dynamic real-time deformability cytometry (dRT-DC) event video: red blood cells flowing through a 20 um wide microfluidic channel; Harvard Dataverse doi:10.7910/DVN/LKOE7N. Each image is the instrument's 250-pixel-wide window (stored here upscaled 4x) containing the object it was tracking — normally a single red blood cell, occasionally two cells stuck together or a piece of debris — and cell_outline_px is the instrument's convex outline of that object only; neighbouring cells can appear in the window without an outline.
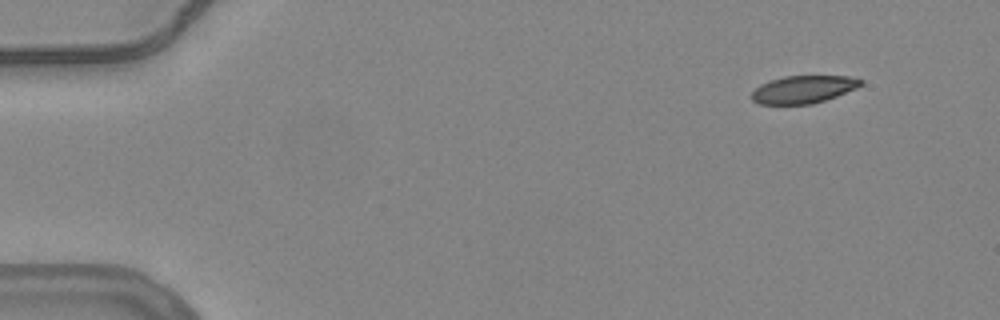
{"species": "common noctule bat (a hibernating species)", "species_latin": "Nyctalus noctula", "temperature_condition": "warm", "stored_images_in_passage": 51, "camera_frame_rate_fps": 3000, "um_per_image_px": 0.085, "animal": {"sex": "female", "body_mass_g": 24.6, "forearm_length_mm": 56.2}, "frame": {"image": 1, "passage_image": 1, "time_ms": 0.0, "image_size_px": [1000, 320], "cell_outline_px": [[864, 84], [856, 88], [836, 96], [812, 104], [760, 104], [752, 100], [752, 92], [760, 84], [768, 80], [784, 76], [848, 76], [864, 80]], "centroid_in_image_um": [68.28, 7.59], "position_along_channel_um": 16.7, "area_um2": 17.57}}
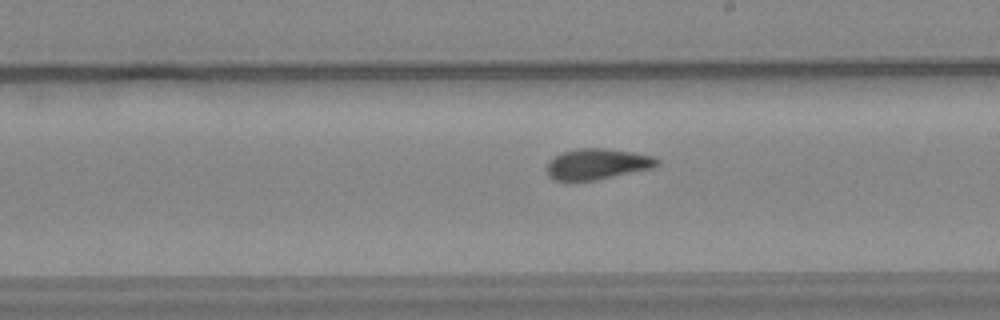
{"frame": {"image": 2, "passage_image": 28, "time_ms": 9.0, "image_size_px": [1000, 320], "cell_outline_px": [[660, 164], [652, 168], [596, 180], [556, 180], [548, 176], [548, 160], [564, 152], [580, 148], [604, 148], [632, 152], [652, 156], [660, 160]], "centroid_in_image_um": [50.79, 13.94], "position_along_channel_um": 238.2, "area_um2": 19.54}}
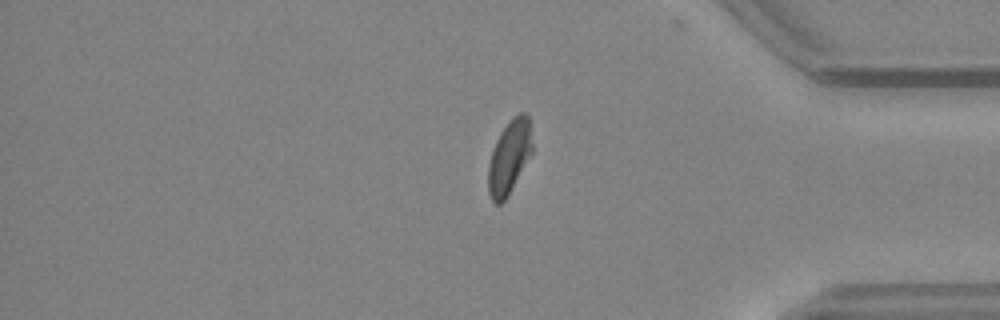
{"frame": {"image": 3, "passage_image": 42, "time_ms": 13.667, "image_size_px": [1000, 320], "cell_outline_px": [[532, 152], [508, 196], [500, 204], [496, 204], [492, 200], [488, 192], [488, 164], [496, 140], [500, 132], [508, 120], [512, 116], [520, 112], [524, 112], [528, 116], [532, 144]], "centroid_in_image_um": [43.28, 13.33], "position_along_channel_um": 391.9, "area_um2": 18.84}, "authors_computed_cell_mechanics": {"area_um2": 19.8254, "velocity_mm_per_s": 3.762, "shape_relaxation_time_tau1_ms": 9.5377, "shape_relaxation_time_tau2_ms": 1.3535, "deformation_change_tau1": 0.2425, "deformation_change_tau2": 0.081}}